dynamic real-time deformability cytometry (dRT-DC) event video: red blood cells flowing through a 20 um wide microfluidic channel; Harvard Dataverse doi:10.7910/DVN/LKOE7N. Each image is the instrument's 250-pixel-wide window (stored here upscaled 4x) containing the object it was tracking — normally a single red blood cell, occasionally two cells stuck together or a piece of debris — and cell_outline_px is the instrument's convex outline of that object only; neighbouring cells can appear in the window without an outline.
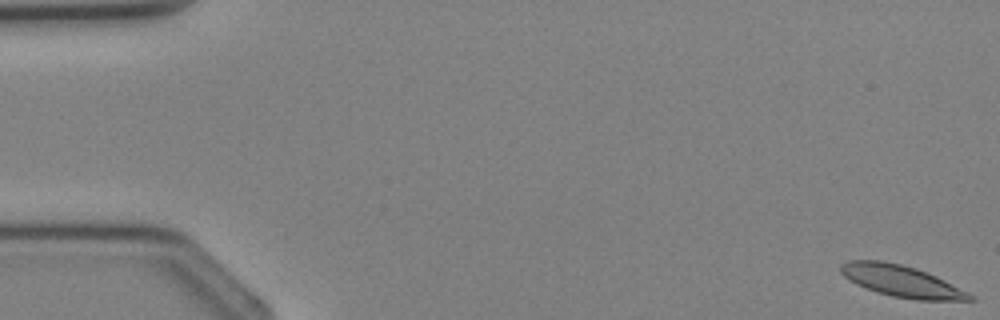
{"species": "Egyptian fruit bat (a non-hibernating species)", "species_latin": "Rousettus aegyptiacus", "temperature_condition": "cold", "stored_images_in_passage": 3, "camera_frame_rate_fps": 3000, "um_per_image_px": 0.085, "animal": {"sex": "female"}, "frame": {"image": 1, "passage_image": 1, "time_ms": 0.0, "image_size_px": [1000, 320], "cell_outline_px": [[976, 300], [916, 300], [892, 296], [876, 292], [856, 284], [848, 280], [840, 272], [840, 264], [848, 260], [880, 260], [900, 264], [916, 268], [936, 276], [968, 292]], "centroid_in_image_um": [76.58, 23.89], "position_along_channel_um": 8.4, "area_um2": 23.64}}
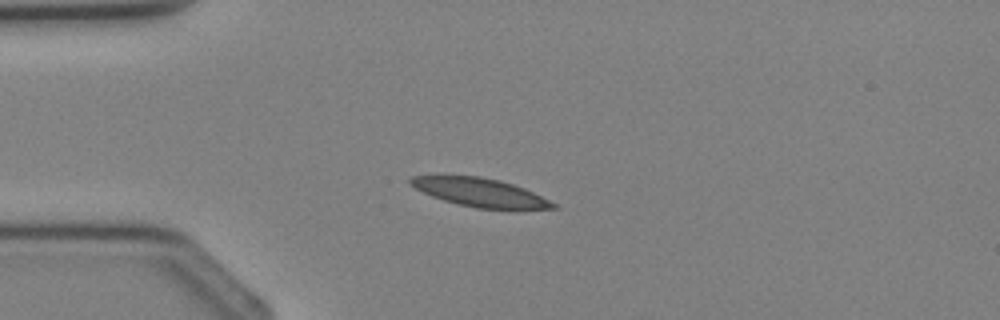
{"frame": {"image": 2, "passage_image": 3, "time_ms": 3.0, "image_size_px": [1000, 320], "cell_outline_px": [[560, 208], [476, 208], [444, 200], [432, 196], [408, 184], [408, 180], [412, 176], [480, 176], [500, 180], [524, 188], [556, 204]], "centroid_in_image_um": [40.76, 16.34], "position_along_channel_um": 44.2, "area_um2": 23.0}}